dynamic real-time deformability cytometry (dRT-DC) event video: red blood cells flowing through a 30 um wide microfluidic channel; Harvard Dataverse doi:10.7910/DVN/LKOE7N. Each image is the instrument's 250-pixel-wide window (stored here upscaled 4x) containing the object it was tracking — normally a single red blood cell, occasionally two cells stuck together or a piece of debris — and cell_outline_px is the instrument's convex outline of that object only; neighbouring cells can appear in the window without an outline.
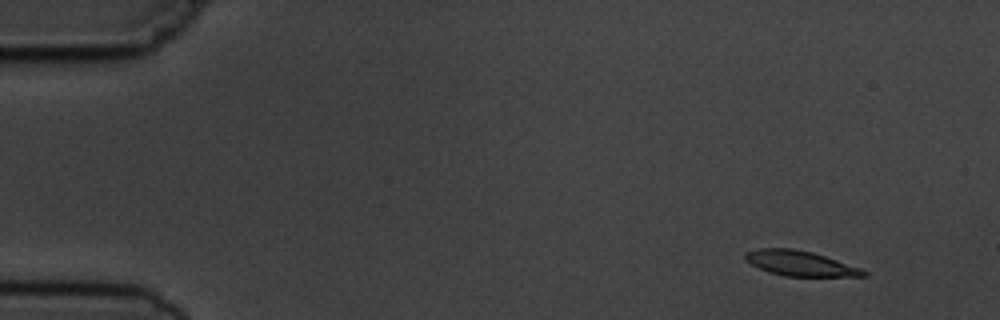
{"species": "common noctule bat (a hibernating species)", "species_latin": "Nyctalus noctula", "temperature_condition": "cold", "stored_images_in_passage": 5, "camera_frame_rate_fps": 3000, "um_per_image_px": 0.085, "animal": {"sex": "male", "body_mass_g": 19.5, "forearm_length_mm": 54.6}, "frame": {"image": 1, "passage_image": 2, "time_ms": 1.0, "image_size_px": [1000, 320], "cell_outline_px": [[868, 276], [784, 276], [768, 272], [744, 260], [744, 252], [756, 248], [792, 248], [812, 252], [860, 268], [868, 272]], "centroid_in_image_um": [67.96, 22.38], "position_along_channel_um": 17.0, "area_um2": 17.22}}
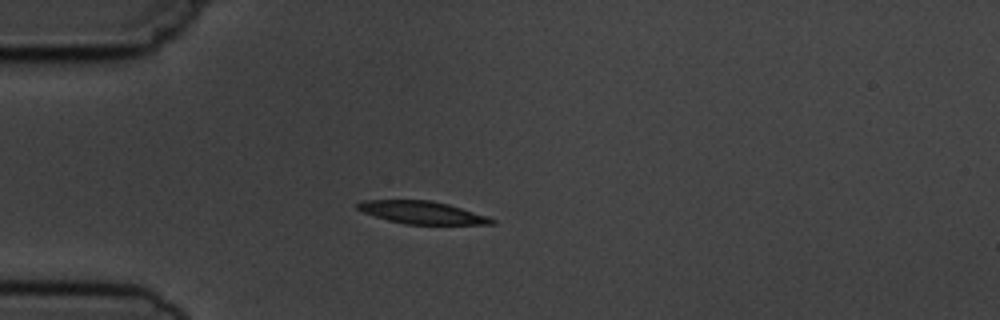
{"frame": {"image": 2, "passage_image": 5, "time_ms": 4.333, "image_size_px": [1000, 320], "cell_outline_px": [[496, 224], [404, 224], [388, 220], [364, 212], [356, 208], [356, 204], [364, 200], [432, 200], [448, 204], [488, 216], [496, 220]], "centroid_in_image_um": [35.9, 18.06], "position_along_channel_um": 49.1, "area_um2": 17.57}}